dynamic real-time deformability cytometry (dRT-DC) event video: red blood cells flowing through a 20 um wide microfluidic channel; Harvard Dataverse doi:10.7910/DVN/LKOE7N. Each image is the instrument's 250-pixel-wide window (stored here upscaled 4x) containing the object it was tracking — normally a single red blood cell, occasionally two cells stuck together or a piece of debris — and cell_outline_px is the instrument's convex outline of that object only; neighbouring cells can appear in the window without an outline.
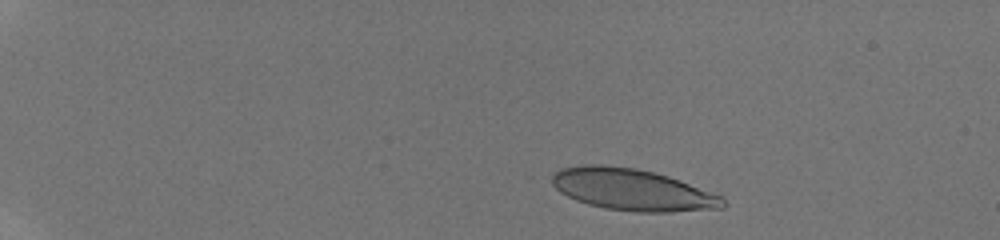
{"species": "human", "species_latin": "Homo sapiens", "temperature_condition": "room temperature", "stored_images_in_passage": 6, "camera_frame_rate_fps": 3000, "um_per_image_px": 0.085, "donor": {"sex": "male"}, "frame": {"image": 1, "passage_image": 2, "time_ms": 1.0, "image_size_px": [1000, 240], "cell_outline_px": [[728, 204], [724, 208], [668, 212], [636, 212], [604, 208], [588, 204], [576, 200], [560, 192], [552, 184], [552, 176], [560, 168], [580, 164], [604, 164], [636, 168], [668, 176], [680, 180], [724, 196]], "centroid_in_image_um": [53.78, 16.12], "position_along_channel_um": 31.2, "area_um2": 41.85}}
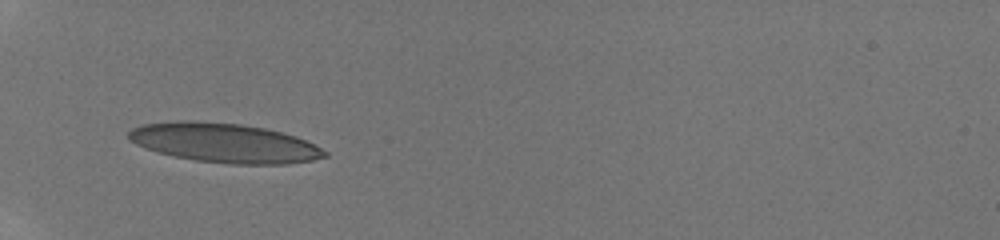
{"frame": {"image": 2, "passage_image": 5, "time_ms": 4.333, "image_size_px": [1000, 240], "cell_outline_px": [[328, 156], [312, 160], [288, 164], [228, 164], [196, 160], [176, 156], [160, 152], [136, 144], [128, 140], [128, 132], [132, 128], [140, 124], [176, 120], [188, 120], [240, 124], [264, 128], [296, 136], [328, 152]], "centroid_in_image_um": [19.05, 12.14], "position_along_channel_um": 66.0, "area_um2": 44.74}}